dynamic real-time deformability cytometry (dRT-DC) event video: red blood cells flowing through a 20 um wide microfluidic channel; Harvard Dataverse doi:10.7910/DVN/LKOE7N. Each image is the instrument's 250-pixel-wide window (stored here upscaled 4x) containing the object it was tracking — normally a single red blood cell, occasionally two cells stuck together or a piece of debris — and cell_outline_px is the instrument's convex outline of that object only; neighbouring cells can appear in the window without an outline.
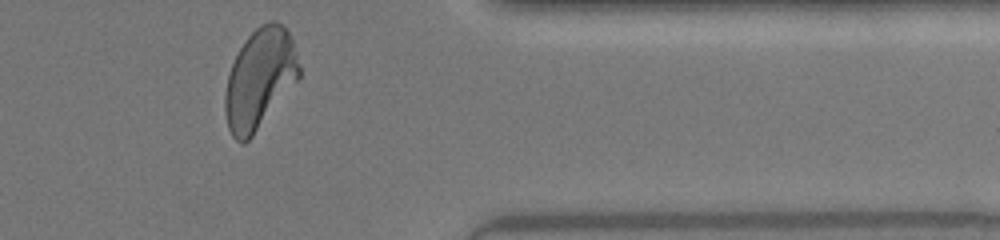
{"species": "human", "species_latin": "Homo sapiens", "temperature_condition": "warm", "stored_images_in_passage": 27, "camera_frame_rate_fps": 3000, "um_per_image_px": 0.085, "donor": {"sex": "female"}, "frame": {"image": 1, "passage_image": 27, "time_ms": 8.667, "image_size_px": [1000, 240], "cell_outline_px": [[300, 76], [252, 136], [244, 144], [240, 144], [232, 136], [228, 128], [224, 108], [224, 96], [228, 72], [240, 48], [248, 36], [260, 24], [268, 20], [276, 20], [288, 28], [296, 52], [300, 68]], "centroid_in_image_um": [22.06, 6.67], "position_along_channel_um": 389.3, "area_um2": 43.12}, "authors_computed_cell_mechanics": {"area_um2": 42.483, "velocity_mm_per_s": 4.3488, "shape_relaxation_time_tau1_ms": 4.1736, "shape_relaxation_time_tau2_ms": 0.8008, "deformation_change_tau1": 0.2102, "deformation_change_tau2": 0.0914}}